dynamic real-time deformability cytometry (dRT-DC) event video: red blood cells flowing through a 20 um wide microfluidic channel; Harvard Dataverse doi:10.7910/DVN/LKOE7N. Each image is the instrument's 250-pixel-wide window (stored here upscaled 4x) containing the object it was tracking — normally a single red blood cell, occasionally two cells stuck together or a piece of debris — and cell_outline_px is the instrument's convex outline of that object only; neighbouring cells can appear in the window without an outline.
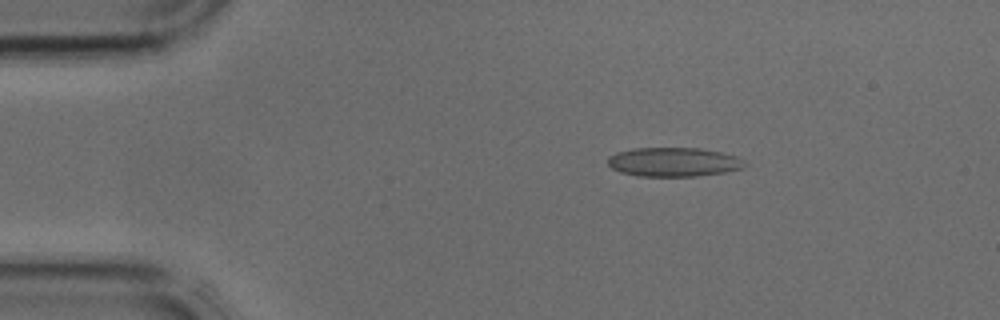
{"species": "common noctule bat (a hibernating species)", "species_latin": "Nyctalus noctula", "temperature_condition": "cold", "stored_images_in_passage": 43, "camera_frame_rate_fps": 3000, "um_per_image_px": 0.085, "animal": {"sex": "male", "body_mass_g": 17.9, "forearm_length_mm": 54.2}, "frame": {"image": 1, "passage_image": 7, "time_ms": 2.0, "image_size_px": [1000, 320], "cell_outline_px": [[744, 168], [724, 172], [696, 176], [636, 176], [620, 172], [612, 168], [608, 164], [608, 156], [616, 152], [636, 148], [700, 148], [720, 152], [736, 156], [744, 160]], "centroid_in_image_um": [57.23, 13.77], "position_along_channel_um": 27.8, "area_um2": 23.18}}
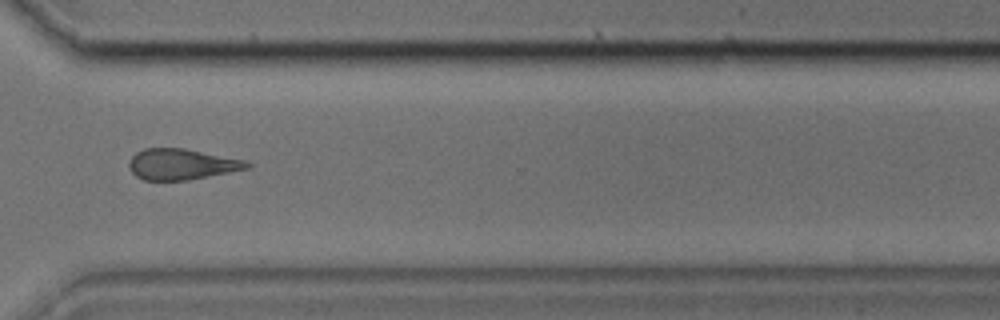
{"frame": {"image": 2, "passage_image": 31, "time_ms": 10.0, "image_size_px": [1000, 320], "cell_outline_px": [[252, 164], [248, 168], [188, 180], [144, 180], [136, 176], [132, 172], [128, 164], [132, 156], [136, 152], [144, 148], [184, 148], [244, 160]], "centroid_in_image_um": [15.4, 13.95], "position_along_channel_um": 355.2, "area_um2": 20.98}}
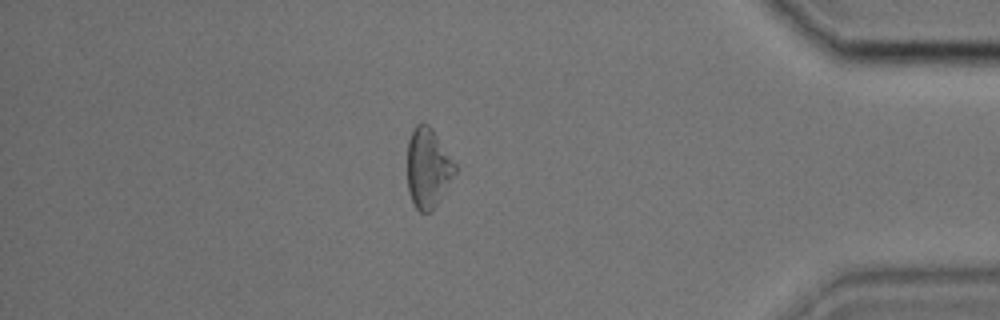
{"frame": {"image": 3, "passage_image": 36, "time_ms": 11.667, "image_size_px": [1000, 320], "cell_outline_px": [[456, 172], [440, 200], [428, 212], [420, 212], [416, 208], [412, 200], [408, 188], [408, 140], [412, 128], [416, 124], [428, 124], [432, 128], [456, 164]], "centroid_in_image_um": [36.38, 14.25], "position_along_channel_um": 398.8, "area_um2": 21.96}}